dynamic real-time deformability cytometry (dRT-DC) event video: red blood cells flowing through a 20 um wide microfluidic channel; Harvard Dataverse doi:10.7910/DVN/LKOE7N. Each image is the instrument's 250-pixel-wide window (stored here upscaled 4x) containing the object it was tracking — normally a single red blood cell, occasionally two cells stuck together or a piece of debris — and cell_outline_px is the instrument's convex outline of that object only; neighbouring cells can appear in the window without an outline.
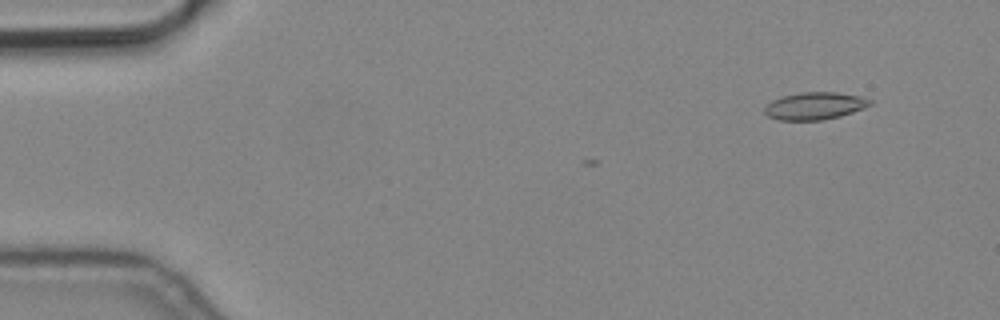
{"species": "common noctule bat (a hibernating species)", "species_latin": "Nyctalus noctula", "temperature_condition": "cold", "stored_images_in_passage": 2, "camera_frame_rate_fps": 3000, "um_per_image_px": 0.085, "animal": {"sex": "male", "body_mass_g": 19.2, "forearm_length_mm": 51.8}, "frame": {"image": 1, "passage_image": 2, "time_ms": 0.333, "image_size_px": [1000, 320], "cell_outline_px": [[872, 104], [864, 108], [840, 116], [820, 120], [776, 120], [768, 116], [764, 112], [764, 108], [772, 100], [780, 96], [800, 92], [836, 92], [860, 96], [872, 100]], "centroid_in_image_um": [69.23, 8.99], "position_along_channel_um": 15.8, "area_um2": 16.88}}